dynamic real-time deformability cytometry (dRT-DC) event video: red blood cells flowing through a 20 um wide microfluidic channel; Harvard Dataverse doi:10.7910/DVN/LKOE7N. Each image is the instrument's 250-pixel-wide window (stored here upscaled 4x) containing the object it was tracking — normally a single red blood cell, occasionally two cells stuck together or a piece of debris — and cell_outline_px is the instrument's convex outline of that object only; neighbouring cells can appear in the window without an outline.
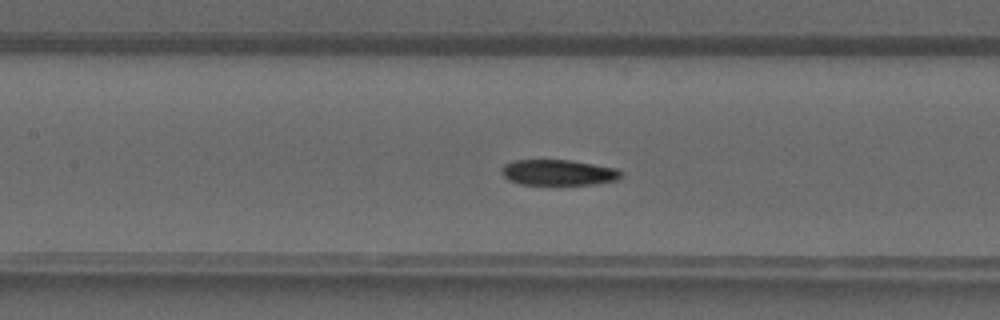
{"species": "common noctule bat (a hibernating species)", "species_latin": "Nyctalus noctula", "temperature_condition": "warm", "stored_images_in_passage": 41, "camera_frame_rate_fps": 3000, "um_per_image_px": 0.085, "animal": {"sex": "male", "forearm_length_mm": 52.5}, "frame": {"image": 1, "passage_image": 19, "time_ms": 6.0, "image_size_px": [1000, 320], "cell_outline_px": [[624, 172], [620, 180], [596, 184], [520, 184], [508, 180], [500, 172], [500, 168], [504, 164], [512, 160], [568, 160], [616, 168]], "centroid_in_image_um": [47.46, 14.66], "position_along_channel_um": 159.9, "area_um2": 18.03}}
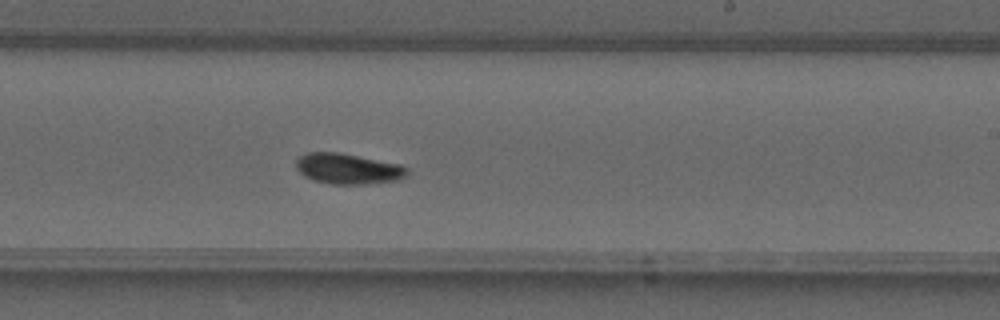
{"frame": {"image": 2, "passage_image": 25, "time_ms": 8.0, "image_size_px": [1000, 320], "cell_outline_px": [[408, 176], [400, 180], [368, 184], [332, 184], [316, 180], [304, 176], [296, 168], [296, 160], [304, 152], [340, 152], [400, 164], [408, 168]], "centroid_in_image_um": [29.61, 14.34], "position_along_channel_um": 259.4, "area_um2": 20.0}}
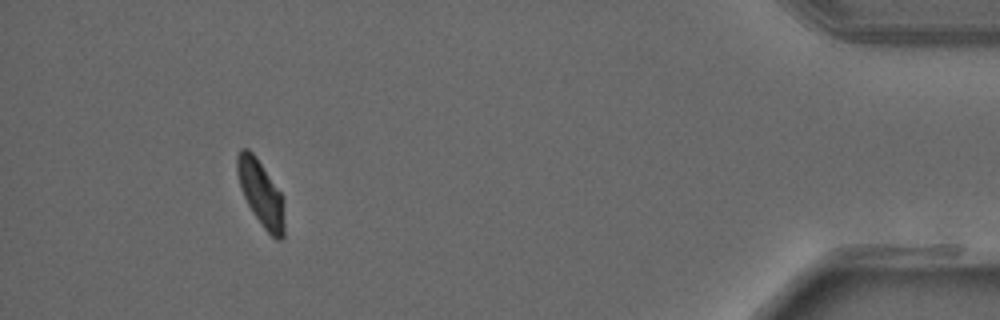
{"frame": {"image": 3, "passage_image": 38, "time_ms": 12.333, "image_size_px": [1000, 320], "cell_outline_px": [[284, 236], [280, 240], [276, 240], [264, 228], [252, 212], [240, 188], [236, 172], [236, 156], [240, 148], [248, 148], [256, 156], [280, 192], [284, 200]], "centroid_in_image_um": [22.16, 16.41], "position_along_channel_um": 413.0, "area_um2": 18.15}}